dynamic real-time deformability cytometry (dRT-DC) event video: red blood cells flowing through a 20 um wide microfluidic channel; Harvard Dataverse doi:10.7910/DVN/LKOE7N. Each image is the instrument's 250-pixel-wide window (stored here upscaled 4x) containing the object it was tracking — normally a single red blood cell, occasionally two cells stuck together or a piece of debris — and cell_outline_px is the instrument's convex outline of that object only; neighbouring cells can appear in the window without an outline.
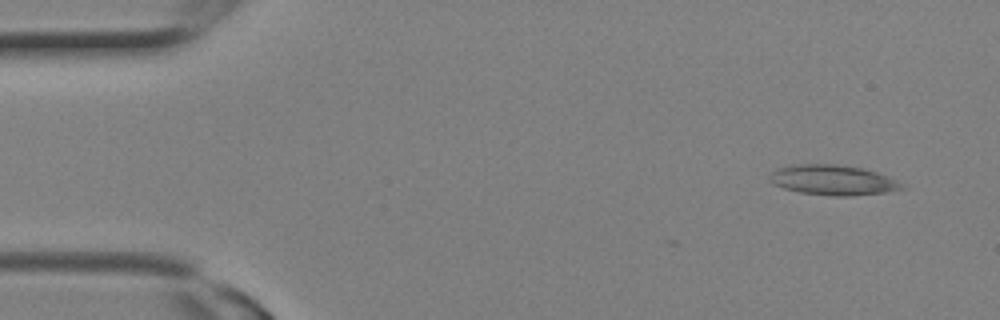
{"species": "Egyptian fruit bat (a non-hibernating species)", "species_latin": "Rousettus aegyptiacus", "temperature_condition": "room temperature", "stored_images_in_passage": 9, "camera_frame_rate_fps": 3000, "um_per_image_px": 0.085, "animal": {"sex": "female"}, "frame": {"image": 1, "passage_image": 2, "time_ms": 0.333, "image_size_px": [1000, 320], "cell_outline_px": [[908, 188], [884, 192], [852, 196], [836, 196], [800, 192], [784, 188], [768, 180], [768, 176], [776, 168], [792, 164], [836, 164], [864, 168], [876, 172], [896, 180], [904, 184]], "centroid_in_image_um": [70.8, 15.29], "position_along_channel_um": 14.2, "area_um2": 23.24}}
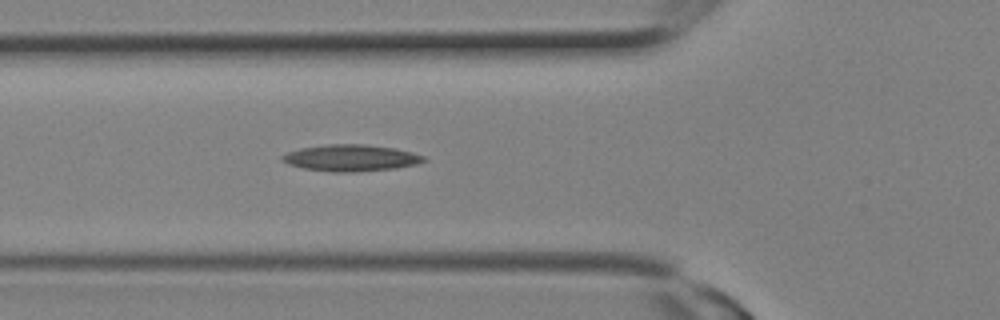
{"frame": {"image": 2, "passage_image": 9, "time_ms": 2.667, "image_size_px": [1000, 320], "cell_outline_px": [[428, 160], [416, 164], [396, 168], [352, 172], [332, 172], [304, 168], [288, 164], [280, 160], [280, 156], [288, 152], [300, 148], [328, 144], [364, 144], [396, 148], [412, 152], [424, 156]], "centroid_in_image_um": [29.82, 13.42], "position_along_channel_um": 96.0, "area_um2": 21.96}}